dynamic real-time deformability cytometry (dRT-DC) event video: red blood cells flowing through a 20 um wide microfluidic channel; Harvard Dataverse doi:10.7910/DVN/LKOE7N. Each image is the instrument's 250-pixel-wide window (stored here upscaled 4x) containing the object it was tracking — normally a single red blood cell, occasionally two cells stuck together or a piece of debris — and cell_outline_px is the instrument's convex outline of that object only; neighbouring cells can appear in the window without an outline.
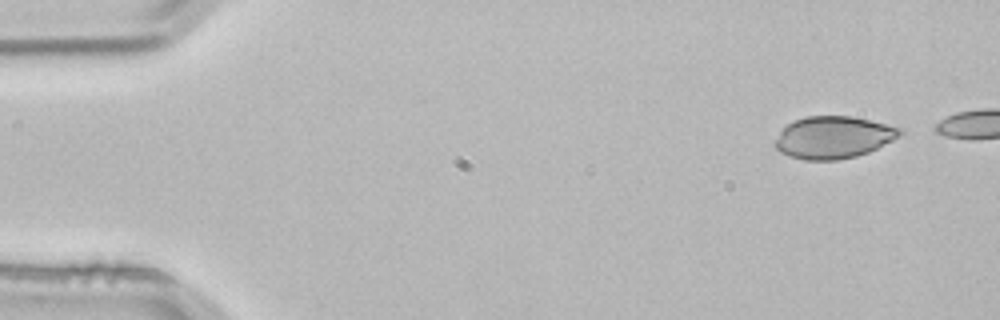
{"species": "common noctule bat (a hibernating species)", "species_latin": "Nyctalus noctula", "temperature_condition": "room temperature", "stored_images_in_passage": 4, "camera_frame_rate_fps": 3000, "um_per_image_px": 0.085, "animal": {"sex": "male", "body_mass_g": 21.5, "forearm_length_mm": 52.0}, "frame": {"image": 1, "passage_image": 1, "time_ms": 0.0, "image_size_px": [1000, 320], "cell_outline_px": [[904, 132], [892, 140], [868, 152], [856, 156], [836, 160], [804, 160], [788, 156], [780, 152], [772, 144], [780, 132], [788, 124], [804, 116], [852, 116], [904, 128]], "centroid_in_image_um": [70.82, 11.67], "position_along_channel_um": 14.2, "area_um2": 30.69}}